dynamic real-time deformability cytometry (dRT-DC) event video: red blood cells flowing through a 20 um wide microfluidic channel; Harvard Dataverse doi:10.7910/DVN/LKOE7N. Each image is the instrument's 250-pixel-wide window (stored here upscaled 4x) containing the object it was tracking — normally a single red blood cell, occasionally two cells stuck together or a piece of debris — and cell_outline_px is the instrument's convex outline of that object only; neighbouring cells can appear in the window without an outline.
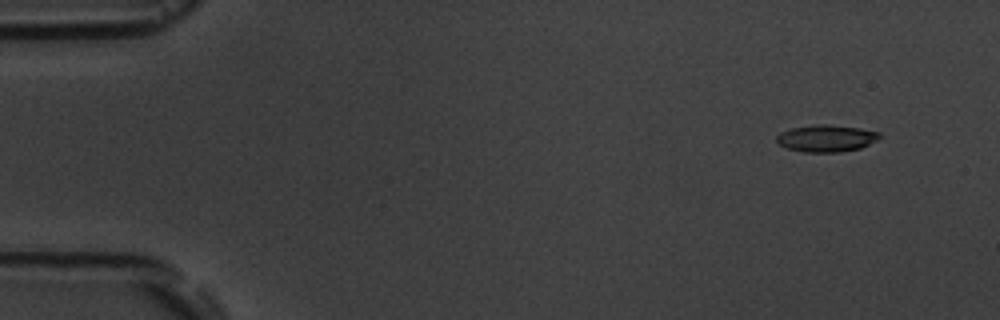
{"species": "common noctule bat (a hibernating species)", "species_latin": "Nyctalus noctula", "temperature_condition": "room temperature", "stored_images_in_passage": 9, "camera_frame_rate_fps": 3000, "um_per_image_px": 0.085, "animal": {"sex": "male", "body_mass_g": 19.5, "forearm_length_mm": 54.6}, "frame": {"image": 1, "passage_image": 1, "time_ms": 0.0, "image_size_px": [1000, 320], "cell_outline_px": [[880, 136], [876, 140], [860, 148], [840, 152], [804, 152], [788, 148], [780, 144], [776, 140], [776, 136], [780, 132], [792, 128], [816, 124], [824, 124], [860, 128], [880, 132]], "centroid_in_image_um": [70.22, 11.75], "position_along_channel_um": 14.8, "area_um2": 16.01}}
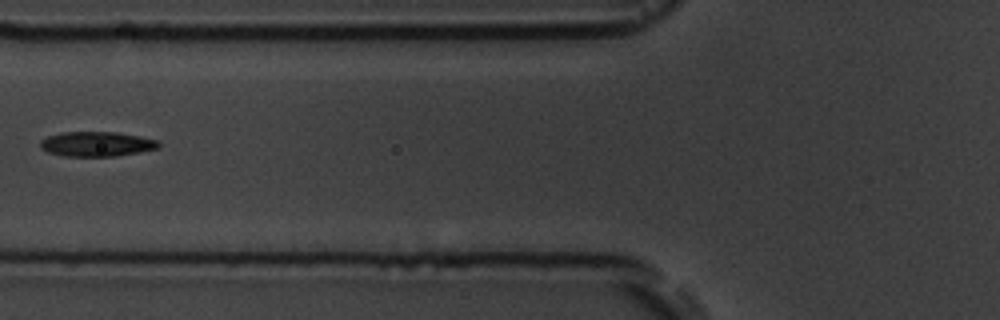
{"frame": {"image": 2, "passage_image": 6, "time_ms": 6.0, "image_size_px": [1000, 320], "cell_outline_px": [[160, 148], [140, 152], [116, 156], [64, 156], [48, 152], [40, 148], [40, 140], [48, 136], [60, 132], [116, 132], [140, 136], [160, 140]], "centroid_in_image_um": [8.24, 12.24], "position_along_channel_um": 117.6, "area_um2": 17.28}}
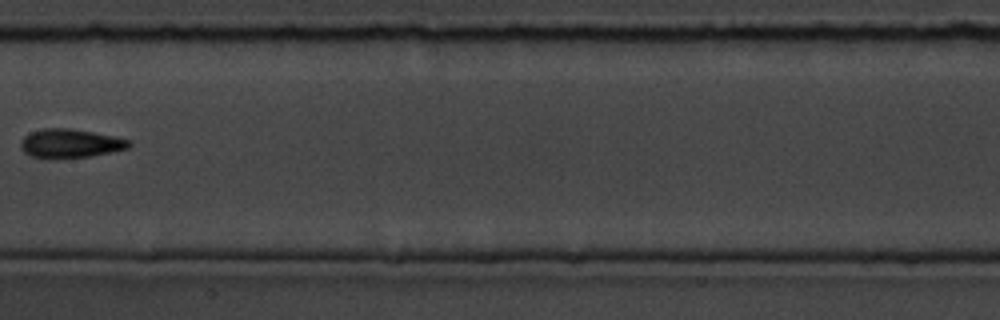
{"frame": {"image": 3, "passage_image": 8, "time_ms": 8.333, "image_size_px": [1000, 320], "cell_outline_px": [[132, 144], [128, 148], [88, 156], [32, 156], [24, 152], [20, 148], [20, 140], [24, 136], [32, 132], [44, 128], [68, 128], [92, 132], [132, 140]], "centroid_in_image_um": [5.98, 12.15], "position_along_channel_um": 201.4, "area_um2": 17.46}}